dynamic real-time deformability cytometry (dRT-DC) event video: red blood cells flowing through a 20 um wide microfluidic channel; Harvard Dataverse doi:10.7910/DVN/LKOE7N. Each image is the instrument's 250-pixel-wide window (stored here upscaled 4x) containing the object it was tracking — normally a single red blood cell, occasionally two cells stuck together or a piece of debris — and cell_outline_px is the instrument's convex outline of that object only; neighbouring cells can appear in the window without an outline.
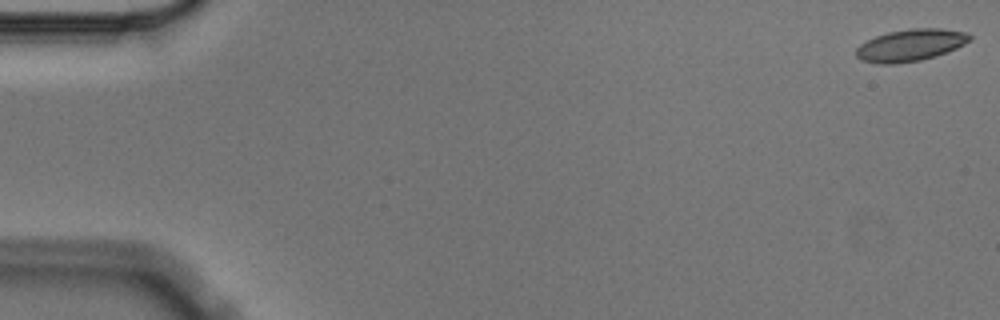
{"species": "Egyptian fruit bat (a non-hibernating species)", "species_latin": "Rousettus aegyptiacus", "temperature_condition": "cold", "stored_images_in_passage": 7, "camera_frame_rate_fps": 3000, "um_per_image_px": 0.085, "animal": {"sex": "male"}, "frame": {"image": 1, "passage_image": 1, "time_ms": 0.0, "image_size_px": [1000, 320], "cell_outline_px": [[972, 40], [956, 48], [936, 56], [920, 60], [896, 64], [876, 64], [860, 60], [856, 56], [856, 48], [860, 44], [876, 36], [888, 32], [908, 28], [940, 28], [968, 32], [972, 36]], "centroid_in_image_um": [77.4, 3.84], "position_along_channel_um": 7.6, "area_um2": 21.39}}
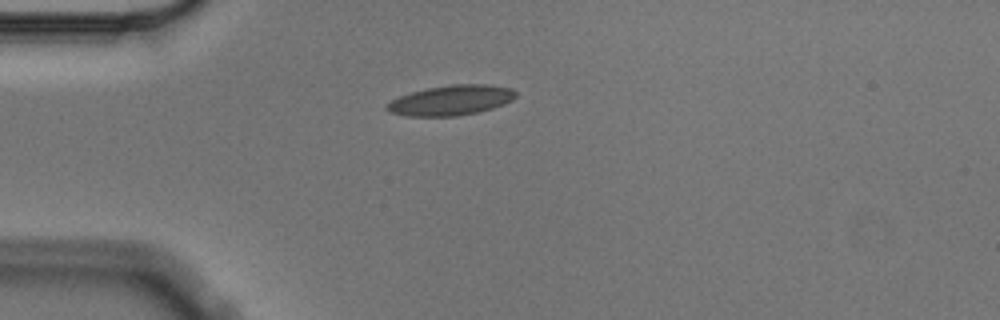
{"frame": {"image": 2, "passage_image": 5, "time_ms": 1.333, "image_size_px": [1000, 320], "cell_outline_px": [[516, 96], [512, 100], [504, 104], [480, 112], [456, 116], [408, 116], [392, 112], [384, 108], [392, 100], [400, 96], [412, 92], [428, 88], [452, 84], [488, 84], [512, 88], [516, 92]], "centroid_in_image_um": [38.38, 8.52], "position_along_channel_um": 46.6, "area_um2": 22.48}}
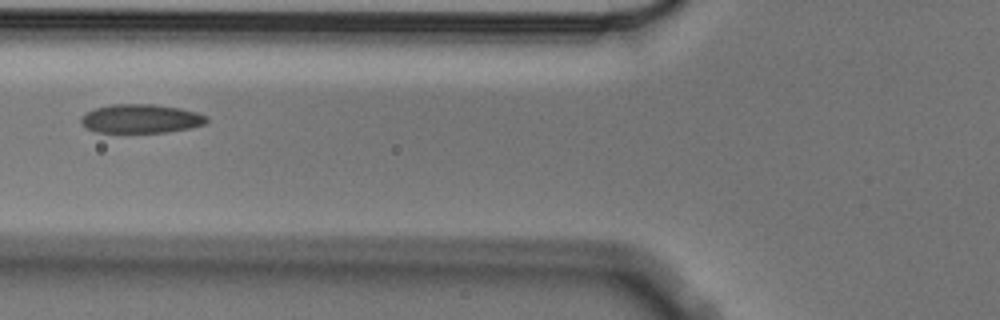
{"frame": {"image": 3, "passage_image": 7, "time_ms": 2.0, "image_size_px": [1000, 320], "cell_outline_px": [[208, 120], [204, 124], [188, 128], [164, 132], [96, 132], [84, 128], [80, 124], [80, 116], [96, 108], [112, 104], [156, 104], [180, 108], [196, 112], [208, 116]], "centroid_in_image_um": [11.94, 10.08], "position_along_channel_um": 113.9, "area_um2": 21.15}}